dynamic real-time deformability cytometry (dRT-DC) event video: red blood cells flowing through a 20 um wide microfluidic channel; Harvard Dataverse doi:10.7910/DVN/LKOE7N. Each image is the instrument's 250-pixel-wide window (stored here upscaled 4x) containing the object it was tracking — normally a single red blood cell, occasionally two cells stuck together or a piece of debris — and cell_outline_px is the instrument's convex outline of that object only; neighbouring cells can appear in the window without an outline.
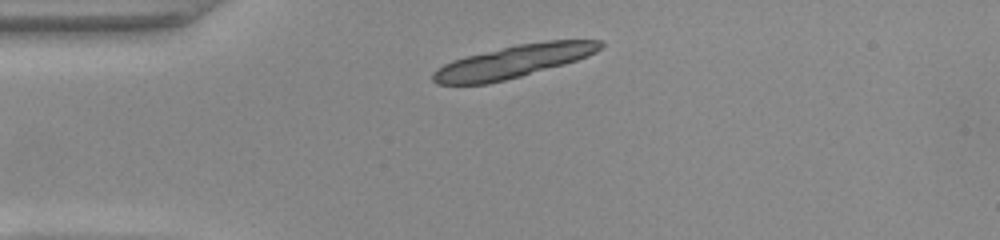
{"species": "common noctule bat (a hibernating species)", "species_latin": "Nyctalus noctula", "temperature_condition": "warm", "stored_images_in_passage": 40, "segment_of_instrument_passage": [1, 2], "camera_frame_rate_fps": 3000, "um_per_image_px": 0.085, "animal": {"sex": "female", "body_mass_g": 22.0, "forearm_length_mm": 56.7}, "frame": {"image": 1, "passage_image": 1, "time_ms": 0.0, "image_size_px": [1000, 240], "cell_outline_px": [[604, 44], [596, 52], [588, 56], [564, 64], [520, 76], [488, 84], [436, 84], [432, 80], [432, 72], [436, 68], [452, 60], [516, 44], [548, 40], [600, 40]], "centroid_in_image_um": [43.62, 5.22], "position_along_channel_um": 41.4, "area_um2": 31.56}}